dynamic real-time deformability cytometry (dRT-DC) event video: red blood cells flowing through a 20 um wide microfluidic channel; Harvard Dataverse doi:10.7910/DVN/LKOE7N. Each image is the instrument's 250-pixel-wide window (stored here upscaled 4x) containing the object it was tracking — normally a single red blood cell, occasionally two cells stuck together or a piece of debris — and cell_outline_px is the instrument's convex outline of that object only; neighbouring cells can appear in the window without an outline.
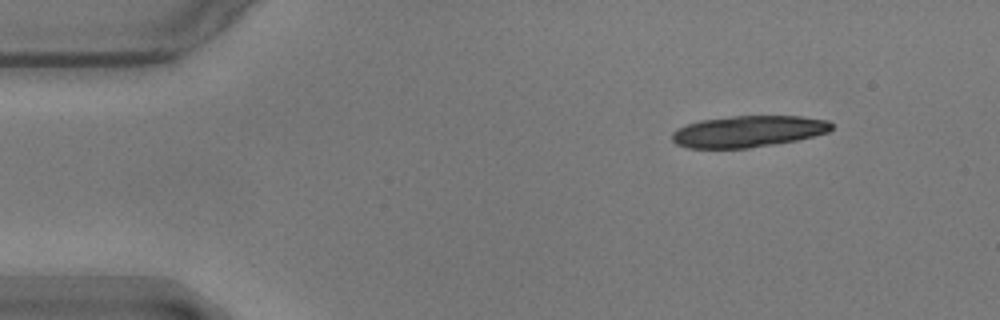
{"species": "common noctule bat (a hibernating species)", "species_latin": "Nyctalus noctula", "temperature_condition": "warm", "stored_images_in_passage": 13, "camera_frame_rate_fps": 3000, "um_per_image_px": 0.085, "animal": {"sex": "male", "body_mass_g": 17.9}, "frame": {"image": 1, "passage_image": 1, "time_ms": 0.0, "image_size_px": [1000, 320], "cell_outline_px": [[832, 128], [828, 132], [796, 140], [748, 148], [688, 148], [676, 144], [672, 140], [672, 132], [676, 128], [700, 120], [732, 116], [804, 116], [828, 120], [832, 124]], "centroid_in_image_um": [63.57, 11.16], "position_along_channel_um": 21.4, "area_um2": 29.19}}